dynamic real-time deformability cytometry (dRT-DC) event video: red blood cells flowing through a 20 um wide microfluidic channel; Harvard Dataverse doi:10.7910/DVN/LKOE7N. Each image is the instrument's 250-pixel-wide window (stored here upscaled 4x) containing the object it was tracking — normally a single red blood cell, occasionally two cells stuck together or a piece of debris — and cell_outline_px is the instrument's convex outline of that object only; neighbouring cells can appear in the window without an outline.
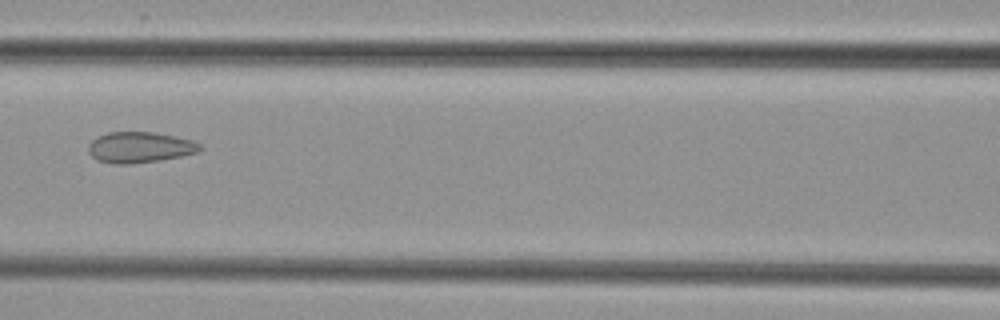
{"species": "common noctule bat (a hibernating species)", "species_latin": "Nyctalus noctula", "temperature_condition": "cold", "stored_images_in_passage": 7, "camera_frame_rate_fps": 3000, "um_per_image_px": 0.085, "animal": {"sex": "female", "body_mass_g": 29.2, "forearm_length_mm": 56.3}, "frame": {"image": 1, "passage_image": 6, "time_ms": 8.0, "image_size_px": [1000, 320], "cell_outline_px": [[204, 148], [196, 152], [180, 156], [160, 160], [132, 164], [112, 164], [96, 160], [88, 152], [88, 144], [96, 136], [108, 132], [152, 132], [176, 136], [192, 140], [200, 144]], "centroid_in_image_um": [11.85, 12.52], "position_along_channel_um": 154.8, "area_um2": 20.23}}
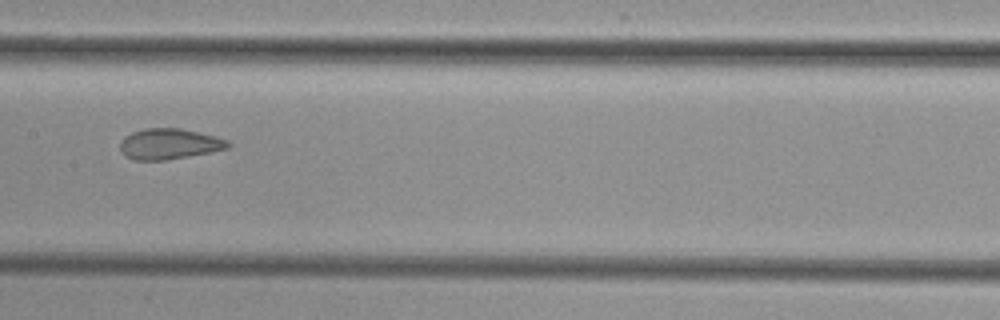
{"frame": {"image": 2, "passage_image": 7, "time_ms": 9.0, "image_size_px": [1000, 320], "cell_outline_px": [[232, 144], [228, 148], [168, 160], [132, 160], [124, 156], [120, 152], [120, 140], [124, 136], [132, 132], [144, 128], [180, 128], [228, 140]], "centroid_in_image_um": [14.31, 12.24], "position_along_channel_um": 193.1, "area_um2": 19.31}}